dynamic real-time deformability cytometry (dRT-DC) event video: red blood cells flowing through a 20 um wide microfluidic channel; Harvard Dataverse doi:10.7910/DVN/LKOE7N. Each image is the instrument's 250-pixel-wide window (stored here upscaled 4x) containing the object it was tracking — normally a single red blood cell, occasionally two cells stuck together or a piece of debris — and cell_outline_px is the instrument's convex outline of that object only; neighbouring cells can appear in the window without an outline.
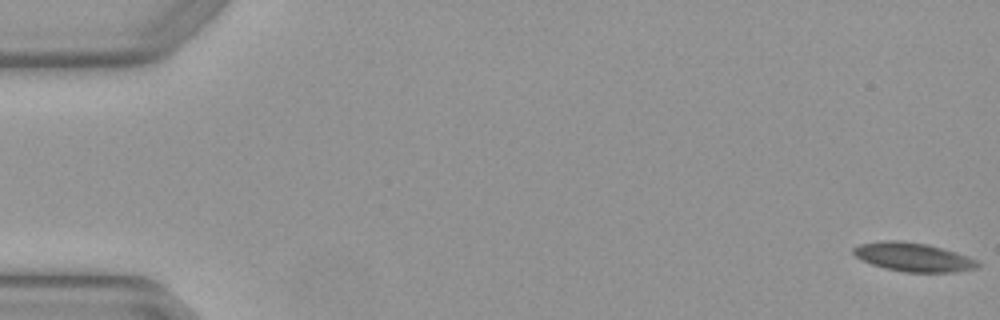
{"species": "Egyptian fruit bat (a non-hibernating species)", "species_latin": "Rousettus aegyptiacus", "temperature_condition": "warm", "stored_images_in_passage": 4, "camera_frame_rate_fps": 3000, "um_per_image_px": 0.085, "animal": {"sex": "female"}, "frame": {"image": 1, "passage_image": 1, "time_ms": 0.0, "image_size_px": [1000, 320], "cell_outline_px": [[980, 264], [976, 268], [956, 272], [904, 272], [872, 264], [856, 256], [852, 252], [852, 248], [860, 244], [888, 240], [896, 240], [928, 244], [956, 252], [968, 256], [976, 260]], "centroid_in_image_um": [77.65, 21.85], "position_along_channel_um": 7.3, "area_um2": 20.58}}